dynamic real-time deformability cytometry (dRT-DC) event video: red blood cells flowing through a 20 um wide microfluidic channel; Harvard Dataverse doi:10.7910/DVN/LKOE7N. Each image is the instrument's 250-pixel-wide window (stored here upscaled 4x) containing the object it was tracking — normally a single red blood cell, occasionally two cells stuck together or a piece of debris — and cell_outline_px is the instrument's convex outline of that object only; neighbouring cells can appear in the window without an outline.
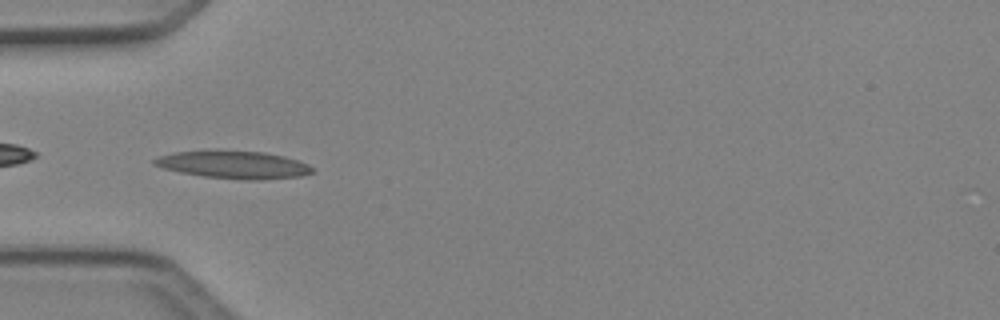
{"species": "Egyptian fruit bat (a non-hibernating species)", "species_latin": "Rousettus aegyptiacus", "temperature_condition": "cold", "stored_images_in_passage": 39, "camera_frame_rate_fps": 3000, "um_per_image_px": 0.085, "animal": {"sex": "female"}, "frame": {"image": 1, "passage_image": 6, "time_ms": 1.667, "image_size_px": [1000, 320], "cell_outline_px": [[312, 172], [300, 176], [260, 180], [244, 180], [204, 176], [180, 172], [164, 168], [152, 164], [152, 160], [160, 156], [176, 152], [264, 152], [284, 156], [308, 164], [312, 168]], "centroid_in_image_um": [19.88, 14.03], "position_along_channel_um": 65.1, "area_um2": 24.62}}
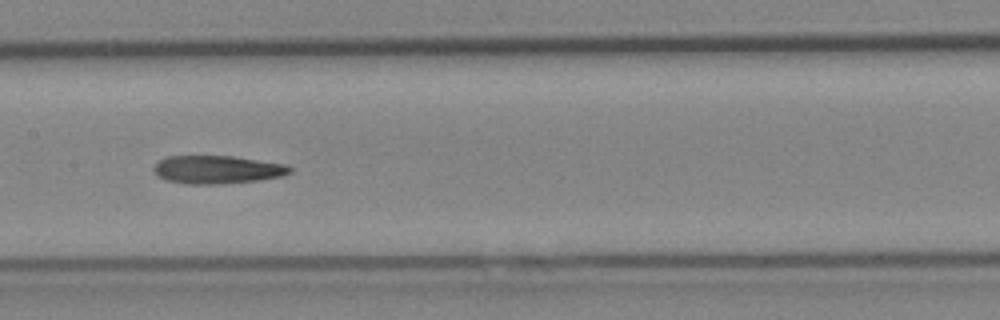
{"frame": {"image": 2, "passage_image": 15, "time_ms": 4.667, "image_size_px": [1000, 320], "cell_outline_px": [[292, 172], [284, 176], [256, 180], [220, 184], [184, 184], [164, 180], [152, 168], [160, 160], [168, 156], [232, 156], [288, 164], [292, 168]], "centroid_in_image_um": [18.5, 14.42], "position_along_channel_um": 188.9, "area_um2": 22.37}}
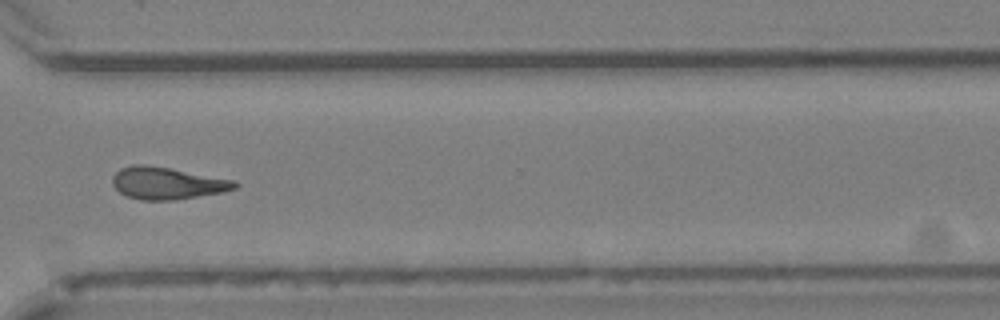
{"frame": {"image": 3, "passage_image": 27, "time_ms": 8.667, "image_size_px": [1000, 320], "cell_outline_px": [[240, 184], [236, 188], [224, 192], [176, 200], [140, 200], [128, 196], [120, 192], [112, 184], [112, 176], [120, 168], [132, 164], [144, 164], [168, 168], [236, 180]], "centroid_in_image_um": [14.22, 15.57], "position_along_channel_um": 356.4, "area_um2": 23.0}, "authors_computed_cell_mechanics": {"area_um2": 22.3686, "velocity_mm_per_s": 4.1785, "shape_relaxation_time_tau1_ms": null, "shape_relaxation_time_tau2_ms": 6.5472, "deformation_change_tau1": null, "deformation_change_tau2": 0.1938}}